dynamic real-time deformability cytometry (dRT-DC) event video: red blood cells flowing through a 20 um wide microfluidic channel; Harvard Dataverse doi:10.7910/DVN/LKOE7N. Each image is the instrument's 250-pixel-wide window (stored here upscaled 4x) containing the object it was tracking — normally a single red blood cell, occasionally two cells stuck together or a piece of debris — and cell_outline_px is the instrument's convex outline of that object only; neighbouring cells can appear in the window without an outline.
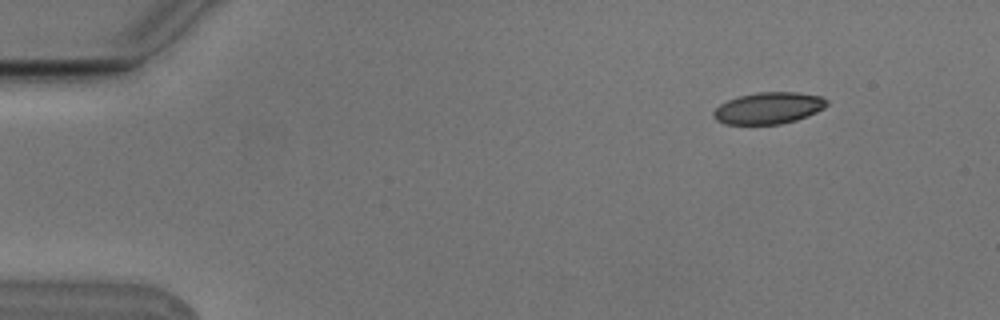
{"species": "Egyptian fruit bat (a non-hibernating species)", "species_latin": "Rousettus aegyptiacus", "temperature_condition": "cold", "stored_images_in_passage": 4, "camera_frame_rate_fps": 3000, "um_per_image_px": 0.085, "animal": {"sex": "male"}, "frame": {"image": 1, "passage_image": 1, "time_ms": 0.0, "image_size_px": [1000, 320], "cell_outline_px": [[828, 104], [824, 108], [808, 116], [796, 120], [780, 124], [724, 124], [716, 120], [712, 116], [712, 112], [720, 104], [728, 100], [740, 96], [756, 92], [796, 92], [824, 96], [828, 100]], "centroid_in_image_um": [65.34, 9.18], "position_along_channel_um": 19.7, "area_um2": 21.04}}